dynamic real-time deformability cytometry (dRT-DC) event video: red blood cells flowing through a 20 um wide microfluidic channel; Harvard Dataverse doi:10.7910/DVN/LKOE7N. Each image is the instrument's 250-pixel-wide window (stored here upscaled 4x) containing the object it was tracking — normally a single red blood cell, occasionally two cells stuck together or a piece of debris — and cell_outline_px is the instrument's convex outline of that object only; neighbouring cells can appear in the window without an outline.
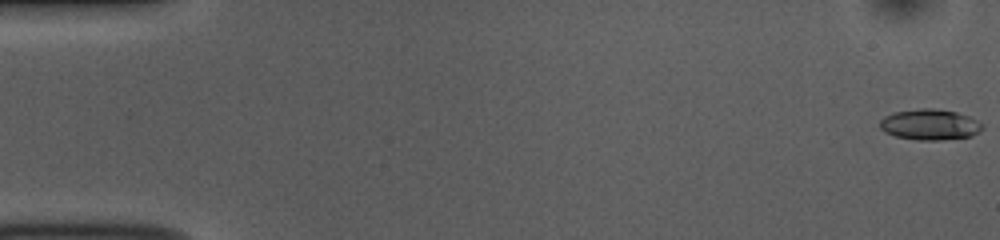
{"species": "common noctule bat (a hibernating species)", "species_latin": "Nyctalus noctula", "temperature_condition": "room temperature", "stored_images_in_passage": 53, "camera_frame_rate_fps": 3000, "um_per_image_px": 0.085, "animal": {"sex": "female", "body_mass_g": 10.0, "forearm_length_mm": 53.1}, "frame": {"image": 1, "passage_image": 1, "time_ms": 0.0, "image_size_px": [1000, 240], "cell_outline_px": [[984, 128], [980, 132], [972, 136], [940, 140], [916, 140], [896, 136], [884, 132], [880, 128], [880, 120], [884, 116], [892, 112], [920, 108], [932, 108], [956, 112], [968, 116], [984, 124]], "centroid_in_image_um": [79.04, 10.59], "position_along_channel_um": 6.0, "area_um2": 18.55}}
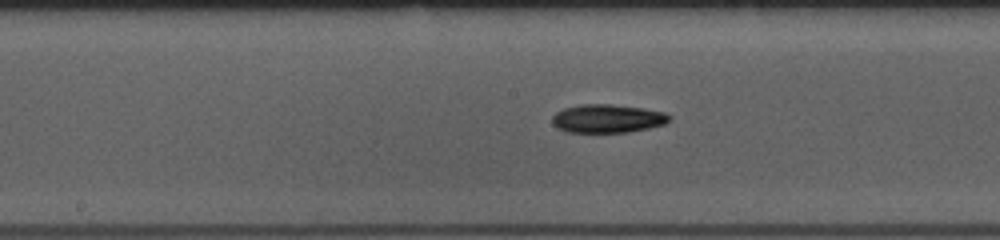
{"frame": {"image": 2, "passage_image": 27, "time_ms": 8.667, "image_size_px": [1000, 240], "cell_outline_px": [[672, 120], [664, 124], [648, 128], [628, 132], [564, 132], [556, 128], [552, 124], [552, 116], [556, 112], [564, 108], [580, 104], [612, 104], [644, 108], [664, 112], [672, 116]], "centroid_in_image_um": [51.63, 10.07], "position_along_channel_um": 196.6, "area_um2": 19.65}}
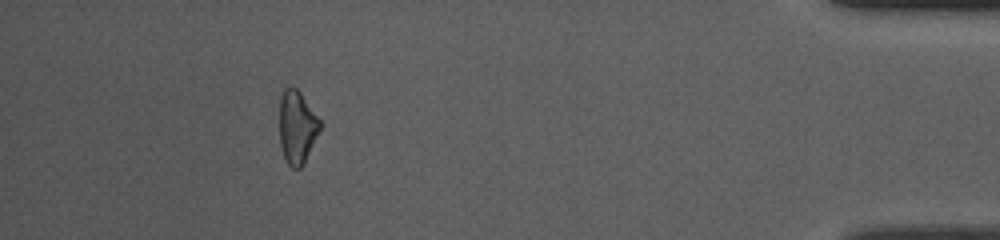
{"frame": {"image": 3, "passage_image": 48, "time_ms": 15.667, "image_size_px": [1000, 240], "cell_outline_px": [[320, 132], [304, 164], [300, 168], [292, 168], [288, 164], [284, 156], [280, 144], [280, 96], [284, 88], [296, 88], [300, 92], [320, 120]], "centroid_in_image_um": [25.25, 10.83], "position_along_channel_um": 409.9, "area_um2": 17.17}, "authors_computed_cell_mechanics": {"area_um2": 18.4382, "velocity_mm_per_s": 3.8515, "shape_relaxation_time_tau1_ms": 2.8353, "shape_relaxation_time_tau2_ms": null, "deformation_change_tau1": 0.11, "deformation_change_tau2": null}}